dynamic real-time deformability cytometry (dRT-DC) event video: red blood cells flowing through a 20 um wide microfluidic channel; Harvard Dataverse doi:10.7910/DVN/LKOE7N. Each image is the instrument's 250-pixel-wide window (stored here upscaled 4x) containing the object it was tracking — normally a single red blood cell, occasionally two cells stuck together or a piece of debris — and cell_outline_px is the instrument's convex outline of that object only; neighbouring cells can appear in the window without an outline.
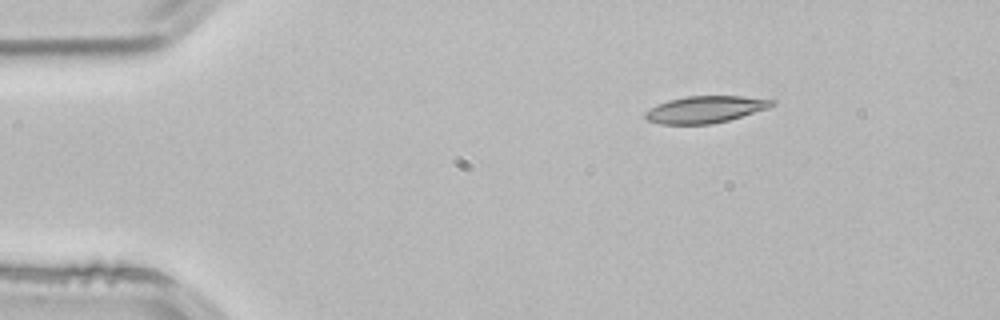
{"species": "common noctule bat (a hibernating species)", "species_latin": "Nyctalus noctula", "temperature_condition": "room temperature", "stored_images_in_passage": 2, "camera_frame_rate_fps": 3000, "um_per_image_px": 0.085, "animal": {"sex": "male", "body_mass_g": 21.5, "forearm_length_mm": 52.0}, "frame": {"image": 1, "passage_image": 1, "time_ms": 0.0, "image_size_px": [1000, 320], "cell_outline_px": [[776, 104], [768, 108], [728, 120], [712, 124], [660, 124], [648, 120], [644, 116], [644, 112], [668, 100], [684, 96], [740, 96], [776, 100]], "centroid_in_image_um": [59.96, 9.3], "position_along_channel_um": 25.0, "area_um2": 19.71}}